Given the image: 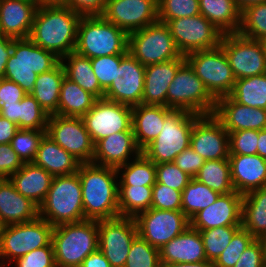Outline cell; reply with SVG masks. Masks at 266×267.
Returning a JSON list of instances; mask_svg holds the SVG:
<instances>
[{"instance_id": "obj_46", "label": "cell", "mask_w": 266, "mask_h": 267, "mask_svg": "<svg viewBox=\"0 0 266 267\" xmlns=\"http://www.w3.org/2000/svg\"><path fill=\"white\" fill-rule=\"evenodd\" d=\"M124 267H162L159 250L137 235L132 242Z\"/></svg>"}, {"instance_id": "obj_42", "label": "cell", "mask_w": 266, "mask_h": 267, "mask_svg": "<svg viewBox=\"0 0 266 267\" xmlns=\"http://www.w3.org/2000/svg\"><path fill=\"white\" fill-rule=\"evenodd\" d=\"M240 35L266 41V2L245 7L241 12Z\"/></svg>"}, {"instance_id": "obj_23", "label": "cell", "mask_w": 266, "mask_h": 267, "mask_svg": "<svg viewBox=\"0 0 266 267\" xmlns=\"http://www.w3.org/2000/svg\"><path fill=\"white\" fill-rule=\"evenodd\" d=\"M230 133L240 130H262L266 128V110L237 103L229 96L217 99L213 114Z\"/></svg>"}, {"instance_id": "obj_39", "label": "cell", "mask_w": 266, "mask_h": 267, "mask_svg": "<svg viewBox=\"0 0 266 267\" xmlns=\"http://www.w3.org/2000/svg\"><path fill=\"white\" fill-rule=\"evenodd\" d=\"M118 185L153 186L156 183V164L143 153L117 168Z\"/></svg>"}, {"instance_id": "obj_7", "label": "cell", "mask_w": 266, "mask_h": 267, "mask_svg": "<svg viewBox=\"0 0 266 267\" xmlns=\"http://www.w3.org/2000/svg\"><path fill=\"white\" fill-rule=\"evenodd\" d=\"M200 117L184 110H173L164 121L159 135L142 153L155 164L174 162L177 155L190 146L194 122Z\"/></svg>"}, {"instance_id": "obj_62", "label": "cell", "mask_w": 266, "mask_h": 267, "mask_svg": "<svg viewBox=\"0 0 266 267\" xmlns=\"http://www.w3.org/2000/svg\"><path fill=\"white\" fill-rule=\"evenodd\" d=\"M0 110L2 112V117L17 124L19 128L18 102L11 104L3 103L0 105Z\"/></svg>"}, {"instance_id": "obj_17", "label": "cell", "mask_w": 266, "mask_h": 267, "mask_svg": "<svg viewBox=\"0 0 266 267\" xmlns=\"http://www.w3.org/2000/svg\"><path fill=\"white\" fill-rule=\"evenodd\" d=\"M82 120L95 145L113 133L132 127V107L105 98L97 99Z\"/></svg>"}, {"instance_id": "obj_25", "label": "cell", "mask_w": 266, "mask_h": 267, "mask_svg": "<svg viewBox=\"0 0 266 267\" xmlns=\"http://www.w3.org/2000/svg\"><path fill=\"white\" fill-rule=\"evenodd\" d=\"M186 61L178 57L145 66L143 105L167 106V91L179 67Z\"/></svg>"}, {"instance_id": "obj_34", "label": "cell", "mask_w": 266, "mask_h": 267, "mask_svg": "<svg viewBox=\"0 0 266 267\" xmlns=\"http://www.w3.org/2000/svg\"><path fill=\"white\" fill-rule=\"evenodd\" d=\"M64 77L65 71L61 62L50 71L37 75L30 94L49 115H58L60 87Z\"/></svg>"}, {"instance_id": "obj_57", "label": "cell", "mask_w": 266, "mask_h": 267, "mask_svg": "<svg viewBox=\"0 0 266 267\" xmlns=\"http://www.w3.org/2000/svg\"><path fill=\"white\" fill-rule=\"evenodd\" d=\"M66 6L81 16H101L106 0H66Z\"/></svg>"}, {"instance_id": "obj_67", "label": "cell", "mask_w": 266, "mask_h": 267, "mask_svg": "<svg viewBox=\"0 0 266 267\" xmlns=\"http://www.w3.org/2000/svg\"><path fill=\"white\" fill-rule=\"evenodd\" d=\"M6 226L7 225L0 218V244H1L2 235L4 233V230H5Z\"/></svg>"}, {"instance_id": "obj_2", "label": "cell", "mask_w": 266, "mask_h": 267, "mask_svg": "<svg viewBox=\"0 0 266 267\" xmlns=\"http://www.w3.org/2000/svg\"><path fill=\"white\" fill-rule=\"evenodd\" d=\"M85 220L119 217L117 169L93 163L78 168Z\"/></svg>"}, {"instance_id": "obj_21", "label": "cell", "mask_w": 266, "mask_h": 267, "mask_svg": "<svg viewBox=\"0 0 266 267\" xmlns=\"http://www.w3.org/2000/svg\"><path fill=\"white\" fill-rule=\"evenodd\" d=\"M242 200L243 195L236 191L220 194L214 203L193 215L190 227L207 230L221 226H241Z\"/></svg>"}, {"instance_id": "obj_13", "label": "cell", "mask_w": 266, "mask_h": 267, "mask_svg": "<svg viewBox=\"0 0 266 267\" xmlns=\"http://www.w3.org/2000/svg\"><path fill=\"white\" fill-rule=\"evenodd\" d=\"M165 24L183 56L195 51L209 50L220 46L224 35L201 14L172 19Z\"/></svg>"}, {"instance_id": "obj_51", "label": "cell", "mask_w": 266, "mask_h": 267, "mask_svg": "<svg viewBox=\"0 0 266 267\" xmlns=\"http://www.w3.org/2000/svg\"><path fill=\"white\" fill-rule=\"evenodd\" d=\"M182 192L156 182L152 186L151 208L159 210H181Z\"/></svg>"}, {"instance_id": "obj_53", "label": "cell", "mask_w": 266, "mask_h": 267, "mask_svg": "<svg viewBox=\"0 0 266 267\" xmlns=\"http://www.w3.org/2000/svg\"><path fill=\"white\" fill-rule=\"evenodd\" d=\"M12 264H15V267H56L53 246L32 250Z\"/></svg>"}, {"instance_id": "obj_49", "label": "cell", "mask_w": 266, "mask_h": 267, "mask_svg": "<svg viewBox=\"0 0 266 267\" xmlns=\"http://www.w3.org/2000/svg\"><path fill=\"white\" fill-rule=\"evenodd\" d=\"M174 162L156 164V182L183 191L191 180Z\"/></svg>"}, {"instance_id": "obj_24", "label": "cell", "mask_w": 266, "mask_h": 267, "mask_svg": "<svg viewBox=\"0 0 266 267\" xmlns=\"http://www.w3.org/2000/svg\"><path fill=\"white\" fill-rule=\"evenodd\" d=\"M38 5L35 0H0V34L29 38Z\"/></svg>"}, {"instance_id": "obj_29", "label": "cell", "mask_w": 266, "mask_h": 267, "mask_svg": "<svg viewBox=\"0 0 266 267\" xmlns=\"http://www.w3.org/2000/svg\"><path fill=\"white\" fill-rule=\"evenodd\" d=\"M167 106L136 105L132 107V128L137 146L143 150L163 128L165 118L173 111Z\"/></svg>"}, {"instance_id": "obj_61", "label": "cell", "mask_w": 266, "mask_h": 267, "mask_svg": "<svg viewBox=\"0 0 266 267\" xmlns=\"http://www.w3.org/2000/svg\"><path fill=\"white\" fill-rule=\"evenodd\" d=\"M80 267H111V265L104 254L97 249L83 260Z\"/></svg>"}, {"instance_id": "obj_55", "label": "cell", "mask_w": 266, "mask_h": 267, "mask_svg": "<svg viewBox=\"0 0 266 267\" xmlns=\"http://www.w3.org/2000/svg\"><path fill=\"white\" fill-rule=\"evenodd\" d=\"M23 165L10 143L0 144V179L9 178Z\"/></svg>"}, {"instance_id": "obj_10", "label": "cell", "mask_w": 266, "mask_h": 267, "mask_svg": "<svg viewBox=\"0 0 266 267\" xmlns=\"http://www.w3.org/2000/svg\"><path fill=\"white\" fill-rule=\"evenodd\" d=\"M128 52L143 66L185 57L168 26L160 21L128 34Z\"/></svg>"}, {"instance_id": "obj_52", "label": "cell", "mask_w": 266, "mask_h": 267, "mask_svg": "<svg viewBox=\"0 0 266 267\" xmlns=\"http://www.w3.org/2000/svg\"><path fill=\"white\" fill-rule=\"evenodd\" d=\"M258 130H240L229 133V154L256 155Z\"/></svg>"}, {"instance_id": "obj_35", "label": "cell", "mask_w": 266, "mask_h": 267, "mask_svg": "<svg viewBox=\"0 0 266 267\" xmlns=\"http://www.w3.org/2000/svg\"><path fill=\"white\" fill-rule=\"evenodd\" d=\"M241 226L255 239L266 235V186L243 195Z\"/></svg>"}, {"instance_id": "obj_36", "label": "cell", "mask_w": 266, "mask_h": 267, "mask_svg": "<svg viewBox=\"0 0 266 267\" xmlns=\"http://www.w3.org/2000/svg\"><path fill=\"white\" fill-rule=\"evenodd\" d=\"M96 100L94 95L65 76L60 87L58 115L82 118Z\"/></svg>"}, {"instance_id": "obj_12", "label": "cell", "mask_w": 266, "mask_h": 267, "mask_svg": "<svg viewBox=\"0 0 266 267\" xmlns=\"http://www.w3.org/2000/svg\"><path fill=\"white\" fill-rule=\"evenodd\" d=\"M220 46L225 52L236 80L266 73L264 41L232 33L222 36Z\"/></svg>"}, {"instance_id": "obj_11", "label": "cell", "mask_w": 266, "mask_h": 267, "mask_svg": "<svg viewBox=\"0 0 266 267\" xmlns=\"http://www.w3.org/2000/svg\"><path fill=\"white\" fill-rule=\"evenodd\" d=\"M185 58L216 100L231 93L236 79L221 46L195 51Z\"/></svg>"}, {"instance_id": "obj_19", "label": "cell", "mask_w": 266, "mask_h": 267, "mask_svg": "<svg viewBox=\"0 0 266 267\" xmlns=\"http://www.w3.org/2000/svg\"><path fill=\"white\" fill-rule=\"evenodd\" d=\"M145 84V66L128 53L116 69L115 79L105 90L107 100L129 105L142 104Z\"/></svg>"}, {"instance_id": "obj_31", "label": "cell", "mask_w": 266, "mask_h": 267, "mask_svg": "<svg viewBox=\"0 0 266 267\" xmlns=\"http://www.w3.org/2000/svg\"><path fill=\"white\" fill-rule=\"evenodd\" d=\"M33 163L53 176L75 174L81 164L48 135L42 138Z\"/></svg>"}, {"instance_id": "obj_45", "label": "cell", "mask_w": 266, "mask_h": 267, "mask_svg": "<svg viewBox=\"0 0 266 267\" xmlns=\"http://www.w3.org/2000/svg\"><path fill=\"white\" fill-rule=\"evenodd\" d=\"M46 130L19 129L11 140V147L23 163L33 162Z\"/></svg>"}, {"instance_id": "obj_68", "label": "cell", "mask_w": 266, "mask_h": 267, "mask_svg": "<svg viewBox=\"0 0 266 267\" xmlns=\"http://www.w3.org/2000/svg\"><path fill=\"white\" fill-rule=\"evenodd\" d=\"M260 240L262 241L264 247L265 259H266V235L262 237Z\"/></svg>"}, {"instance_id": "obj_32", "label": "cell", "mask_w": 266, "mask_h": 267, "mask_svg": "<svg viewBox=\"0 0 266 267\" xmlns=\"http://www.w3.org/2000/svg\"><path fill=\"white\" fill-rule=\"evenodd\" d=\"M199 9L223 34L239 32L242 11L235 0H199Z\"/></svg>"}, {"instance_id": "obj_37", "label": "cell", "mask_w": 266, "mask_h": 267, "mask_svg": "<svg viewBox=\"0 0 266 267\" xmlns=\"http://www.w3.org/2000/svg\"><path fill=\"white\" fill-rule=\"evenodd\" d=\"M228 96L242 105L266 110V73L237 79Z\"/></svg>"}, {"instance_id": "obj_30", "label": "cell", "mask_w": 266, "mask_h": 267, "mask_svg": "<svg viewBox=\"0 0 266 267\" xmlns=\"http://www.w3.org/2000/svg\"><path fill=\"white\" fill-rule=\"evenodd\" d=\"M53 178L52 174L33 162L23 163L22 167L9 177L15 189L38 207L44 201Z\"/></svg>"}, {"instance_id": "obj_33", "label": "cell", "mask_w": 266, "mask_h": 267, "mask_svg": "<svg viewBox=\"0 0 266 267\" xmlns=\"http://www.w3.org/2000/svg\"><path fill=\"white\" fill-rule=\"evenodd\" d=\"M65 71V76L78 84L82 89L102 99L105 90L100 86L94 74L90 58L82 56L75 51L60 59Z\"/></svg>"}, {"instance_id": "obj_64", "label": "cell", "mask_w": 266, "mask_h": 267, "mask_svg": "<svg viewBox=\"0 0 266 267\" xmlns=\"http://www.w3.org/2000/svg\"><path fill=\"white\" fill-rule=\"evenodd\" d=\"M162 267H214L213 262L205 260L196 263H171L164 264Z\"/></svg>"}, {"instance_id": "obj_15", "label": "cell", "mask_w": 266, "mask_h": 267, "mask_svg": "<svg viewBox=\"0 0 266 267\" xmlns=\"http://www.w3.org/2000/svg\"><path fill=\"white\" fill-rule=\"evenodd\" d=\"M46 135L81 164L92 163L94 144L81 117L50 115Z\"/></svg>"}, {"instance_id": "obj_56", "label": "cell", "mask_w": 266, "mask_h": 267, "mask_svg": "<svg viewBox=\"0 0 266 267\" xmlns=\"http://www.w3.org/2000/svg\"><path fill=\"white\" fill-rule=\"evenodd\" d=\"M205 159L195 152L190 146L176 156L174 163L189 176L194 178L199 172Z\"/></svg>"}, {"instance_id": "obj_27", "label": "cell", "mask_w": 266, "mask_h": 267, "mask_svg": "<svg viewBox=\"0 0 266 267\" xmlns=\"http://www.w3.org/2000/svg\"><path fill=\"white\" fill-rule=\"evenodd\" d=\"M161 266L171 263H196L207 260L199 230L188 227L159 249Z\"/></svg>"}, {"instance_id": "obj_18", "label": "cell", "mask_w": 266, "mask_h": 267, "mask_svg": "<svg viewBox=\"0 0 266 267\" xmlns=\"http://www.w3.org/2000/svg\"><path fill=\"white\" fill-rule=\"evenodd\" d=\"M101 16L130 34L159 21L158 0H106Z\"/></svg>"}, {"instance_id": "obj_16", "label": "cell", "mask_w": 266, "mask_h": 267, "mask_svg": "<svg viewBox=\"0 0 266 267\" xmlns=\"http://www.w3.org/2000/svg\"><path fill=\"white\" fill-rule=\"evenodd\" d=\"M138 235L134 218L116 217L98 221V249L111 267H124L134 238Z\"/></svg>"}, {"instance_id": "obj_9", "label": "cell", "mask_w": 266, "mask_h": 267, "mask_svg": "<svg viewBox=\"0 0 266 267\" xmlns=\"http://www.w3.org/2000/svg\"><path fill=\"white\" fill-rule=\"evenodd\" d=\"M53 229L54 226L40 217L26 223L7 225L0 244V267H9L7 263L10 265L32 250L52 246Z\"/></svg>"}, {"instance_id": "obj_60", "label": "cell", "mask_w": 266, "mask_h": 267, "mask_svg": "<svg viewBox=\"0 0 266 267\" xmlns=\"http://www.w3.org/2000/svg\"><path fill=\"white\" fill-rule=\"evenodd\" d=\"M18 130L17 124L2 117L0 119V144L11 143L12 138Z\"/></svg>"}, {"instance_id": "obj_47", "label": "cell", "mask_w": 266, "mask_h": 267, "mask_svg": "<svg viewBox=\"0 0 266 267\" xmlns=\"http://www.w3.org/2000/svg\"><path fill=\"white\" fill-rule=\"evenodd\" d=\"M255 238L242 226L234 233L230 243L213 262L214 267H234L242 252Z\"/></svg>"}, {"instance_id": "obj_59", "label": "cell", "mask_w": 266, "mask_h": 267, "mask_svg": "<svg viewBox=\"0 0 266 267\" xmlns=\"http://www.w3.org/2000/svg\"><path fill=\"white\" fill-rule=\"evenodd\" d=\"M13 39L0 34V78L5 74V67L12 54Z\"/></svg>"}, {"instance_id": "obj_43", "label": "cell", "mask_w": 266, "mask_h": 267, "mask_svg": "<svg viewBox=\"0 0 266 267\" xmlns=\"http://www.w3.org/2000/svg\"><path fill=\"white\" fill-rule=\"evenodd\" d=\"M18 116L19 129L46 130L50 115L31 94H27L18 101Z\"/></svg>"}, {"instance_id": "obj_22", "label": "cell", "mask_w": 266, "mask_h": 267, "mask_svg": "<svg viewBox=\"0 0 266 267\" xmlns=\"http://www.w3.org/2000/svg\"><path fill=\"white\" fill-rule=\"evenodd\" d=\"M141 153L142 150L136 144L131 127L128 131L113 133L99 140L94 145L92 163L117 169Z\"/></svg>"}, {"instance_id": "obj_44", "label": "cell", "mask_w": 266, "mask_h": 267, "mask_svg": "<svg viewBox=\"0 0 266 267\" xmlns=\"http://www.w3.org/2000/svg\"><path fill=\"white\" fill-rule=\"evenodd\" d=\"M241 226H221L199 230L208 261L214 262L230 243L234 233Z\"/></svg>"}, {"instance_id": "obj_6", "label": "cell", "mask_w": 266, "mask_h": 267, "mask_svg": "<svg viewBox=\"0 0 266 267\" xmlns=\"http://www.w3.org/2000/svg\"><path fill=\"white\" fill-rule=\"evenodd\" d=\"M60 62L53 52L37 46L30 38L13 39L12 54L3 78L18 84L26 94L34 88L37 75L48 72Z\"/></svg>"}, {"instance_id": "obj_66", "label": "cell", "mask_w": 266, "mask_h": 267, "mask_svg": "<svg viewBox=\"0 0 266 267\" xmlns=\"http://www.w3.org/2000/svg\"><path fill=\"white\" fill-rule=\"evenodd\" d=\"M235 2L242 11L247 6L257 4L260 2H266V0H235Z\"/></svg>"}, {"instance_id": "obj_8", "label": "cell", "mask_w": 266, "mask_h": 267, "mask_svg": "<svg viewBox=\"0 0 266 267\" xmlns=\"http://www.w3.org/2000/svg\"><path fill=\"white\" fill-rule=\"evenodd\" d=\"M216 101L194 69L185 61L168 88L167 107L204 116L214 114Z\"/></svg>"}, {"instance_id": "obj_26", "label": "cell", "mask_w": 266, "mask_h": 267, "mask_svg": "<svg viewBox=\"0 0 266 267\" xmlns=\"http://www.w3.org/2000/svg\"><path fill=\"white\" fill-rule=\"evenodd\" d=\"M233 188L242 195L266 186V159L258 154H229Z\"/></svg>"}, {"instance_id": "obj_14", "label": "cell", "mask_w": 266, "mask_h": 267, "mask_svg": "<svg viewBox=\"0 0 266 267\" xmlns=\"http://www.w3.org/2000/svg\"><path fill=\"white\" fill-rule=\"evenodd\" d=\"M134 219L138 235L158 250L190 226V219L181 210L150 208Z\"/></svg>"}, {"instance_id": "obj_20", "label": "cell", "mask_w": 266, "mask_h": 267, "mask_svg": "<svg viewBox=\"0 0 266 267\" xmlns=\"http://www.w3.org/2000/svg\"><path fill=\"white\" fill-rule=\"evenodd\" d=\"M190 147L205 160L229 159V132L213 114L200 116L192 128Z\"/></svg>"}, {"instance_id": "obj_4", "label": "cell", "mask_w": 266, "mask_h": 267, "mask_svg": "<svg viewBox=\"0 0 266 267\" xmlns=\"http://www.w3.org/2000/svg\"><path fill=\"white\" fill-rule=\"evenodd\" d=\"M52 246L56 267H80L83 260L98 249V221L54 226Z\"/></svg>"}, {"instance_id": "obj_28", "label": "cell", "mask_w": 266, "mask_h": 267, "mask_svg": "<svg viewBox=\"0 0 266 267\" xmlns=\"http://www.w3.org/2000/svg\"><path fill=\"white\" fill-rule=\"evenodd\" d=\"M39 217V207L20 194L9 178L0 179V218L6 225L26 223Z\"/></svg>"}, {"instance_id": "obj_54", "label": "cell", "mask_w": 266, "mask_h": 267, "mask_svg": "<svg viewBox=\"0 0 266 267\" xmlns=\"http://www.w3.org/2000/svg\"><path fill=\"white\" fill-rule=\"evenodd\" d=\"M234 267H266L262 241L254 239L242 252Z\"/></svg>"}, {"instance_id": "obj_41", "label": "cell", "mask_w": 266, "mask_h": 267, "mask_svg": "<svg viewBox=\"0 0 266 267\" xmlns=\"http://www.w3.org/2000/svg\"><path fill=\"white\" fill-rule=\"evenodd\" d=\"M219 195V193L213 191L207 185L195 178H191L188 185L182 191L181 211L191 219L198 211L214 203Z\"/></svg>"}, {"instance_id": "obj_63", "label": "cell", "mask_w": 266, "mask_h": 267, "mask_svg": "<svg viewBox=\"0 0 266 267\" xmlns=\"http://www.w3.org/2000/svg\"><path fill=\"white\" fill-rule=\"evenodd\" d=\"M257 154L266 159V128L258 131Z\"/></svg>"}, {"instance_id": "obj_5", "label": "cell", "mask_w": 266, "mask_h": 267, "mask_svg": "<svg viewBox=\"0 0 266 267\" xmlns=\"http://www.w3.org/2000/svg\"><path fill=\"white\" fill-rule=\"evenodd\" d=\"M39 217L52 226L85 220L78 173L54 176L51 187L39 206Z\"/></svg>"}, {"instance_id": "obj_58", "label": "cell", "mask_w": 266, "mask_h": 267, "mask_svg": "<svg viewBox=\"0 0 266 267\" xmlns=\"http://www.w3.org/2000/svg\"><path fill=\"white\" fill-rule=\"evenodd\" d=\"M25 95L27 94L18 84L3 77L0 78V105L21 101Z\"/></svg>"}, {"instance_id": "obj_50", "label": "cell", "mask_w": 266, "mask_h": 267, "mask_svg": "<svg viewBox=\"0 0 266 267\" xmlns=\"http://www.w3.org/2000/svg\"><path fill=\"white\" fill-rule=\"evenodd\" d=\"M126 55H108L91 58V64L100 86L106 90L115 79L116 69H119L120 61Z\"/></svg>"}, {"instance_id": "obj_48", "label": "cell", "mask_w": 266, "mask_h": 267, "mask_svg": "<svg viewBox=\"0 0 266 267\" xmlns=\"http://www.w3.org/2000/svg\"><path fill=\"white\" fill-rule=\"evenodd\" d=\"M198 14L199 0H158V19L162 23Z\"/></svg>"}, {"instance_id": "obj_1", "label": "cell", "mask_w": 266, "mask_h": 267, "mask_svg": "<svg viewBox=\"0 0 266 267\" xmlns=\"http://www.w3.org/2000/svg\"><path fill=\"white\" fill-rule=\"evenodd\" d=\"M81 17L67 6H38L29 38L61 59L75 50Z\"/></svg>"}, {"instance_id": "obj_38", "label": "cell", "mask_w": 266, "mask_h": 267, "mask_svg": "<svg viewBox=\"0 0 266 267\" xmlns=\"http://www.w3.org/2000/svg\"><path fill=\"white\" fill-rule=\"evenodd\" d=\"M152 186L118 185V209L122 217L135 218L151 208Z\"/></svg>"}, {"instance_id": "obj_65", "label": "cell", "mask_w": 266, "mask_h": 267, "mask_svg": "<svg viewBox=\"0 0 266 267\" xmlns=\"http://www.w3.org/2000/svg\"><path fill=\"white\" fill-rule=\"evenodd\" d=\"M38 6H66V0H35Z\"/></svg>"}, {"instance_id": "obj_40", "label": "cell", "mask_w": 266, "mask_h": 267, "mask_svg": "<svg viewBox=\"0 0 266 267\" xmlns=\"http://www.w3.org/2000/svg\"><path fill=\"white\" fill-rule=\"evenodd\" d=\"M194 178L219 194L235 191L229 159L206 160Z\"/></svg>"}, {"instance_id": "obj_3", "label": "cell", "mask_w": 266, "mask_h": 267, "mask_svg": "<svg viewBox=\"0 0 266 267\" xmlns=\"http://www.w3.org/2000/svg\"><path fill=\"white\" fill-rule=\"evenodd\" d=\"M74 51L90 59L127 55L128 34L102 16H82L78 23Z\"/></svg>"}]
</instances>
